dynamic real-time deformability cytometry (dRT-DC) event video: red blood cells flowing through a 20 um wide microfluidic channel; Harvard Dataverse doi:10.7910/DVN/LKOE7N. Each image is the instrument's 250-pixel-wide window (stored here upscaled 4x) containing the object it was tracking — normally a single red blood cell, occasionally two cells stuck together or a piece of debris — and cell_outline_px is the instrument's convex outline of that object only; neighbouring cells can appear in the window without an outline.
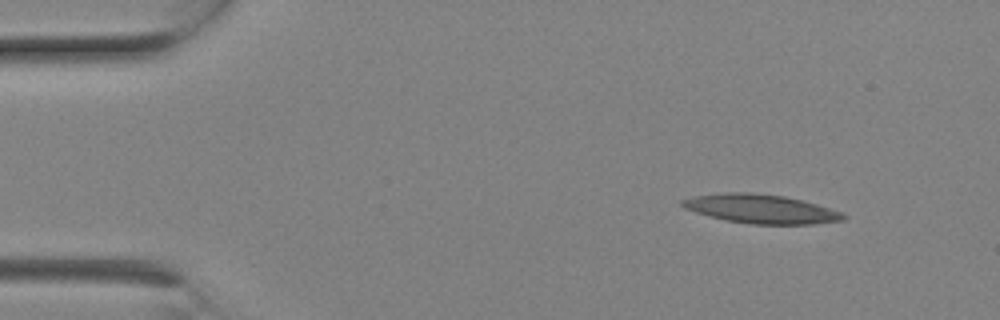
{"species": "Egyptian fruit bat (a non-hibernating species)", "species_latin": "Rousettus aegyptiacus", "temperature_condition": "room temperature", "stored_images_in_passage": 6, "camera_frame_rate_fps": 3000, "um_per_image_px": 0.085, "animal": {"sex": "female"}, "frame": {"image": 1, "passage_image": 1, "time_ms": 0.0, "image_size_px": [1000, 320], "cell_outline_px": [[848, 216], [844, 220], [812, 224], [752, 224], [728, 220], [708, 216], [684, 208], [680, 204], [680, 200], [692, 196], [724, 192], [752, 192], [784, 196], [816, 204], [840, 212]], "centroid_in_image_um": [64.63, 17.74], "position_along_channel_um": 20.4, "area_um2": 27.05}}
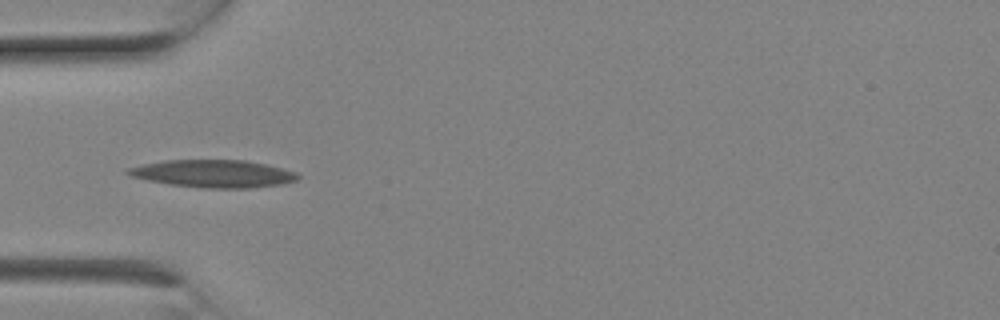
{"frame": {"image": 2, "passage_image": 5, "time_ms": 1.333, "image_size_px": [1000, 320], "cell_outline_px": [[300, 176], [296, 180], [280, 184], [248, 188], [200, 188], [168, 184], [148, 180], [132, 176], [124, 172], [124, 168], [164, 160], [244, 160], [264, 164], [296, 172]], "centroid_in_image_um": [18.08, 14.76], "position_along_channel_um": 66.9, "area_um2": 27.17}}
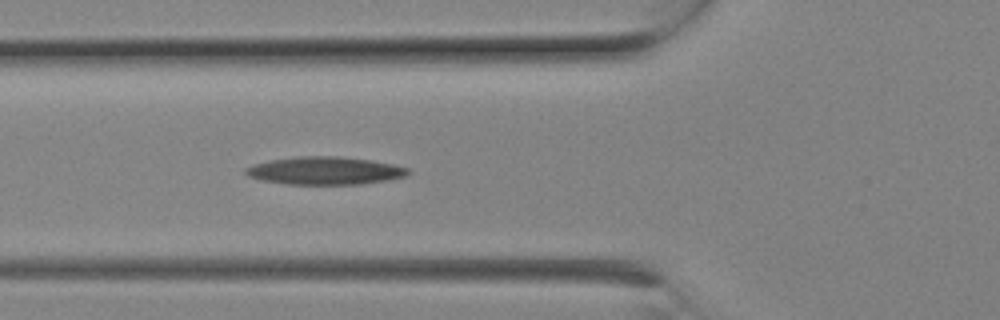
{"frame": {"image": 3, "passage_image": 6, "time_ms": 1.667, "image_size_px": [1000, 320], "cell_outline_px": [[412, 172], [408, 176], [388, 180], [360, 184], [288, 184], [264, 180], [248, 176], [244, 172], [244, 168], [252, 164], [268, 160], [300, 156], [340, 156], [372, 160], [392, 164], [408, 168]], "centroid_in_image_um": [27.64, 14.5], "position_along_channel_um": 98.2, "area_um2": 26.47}}